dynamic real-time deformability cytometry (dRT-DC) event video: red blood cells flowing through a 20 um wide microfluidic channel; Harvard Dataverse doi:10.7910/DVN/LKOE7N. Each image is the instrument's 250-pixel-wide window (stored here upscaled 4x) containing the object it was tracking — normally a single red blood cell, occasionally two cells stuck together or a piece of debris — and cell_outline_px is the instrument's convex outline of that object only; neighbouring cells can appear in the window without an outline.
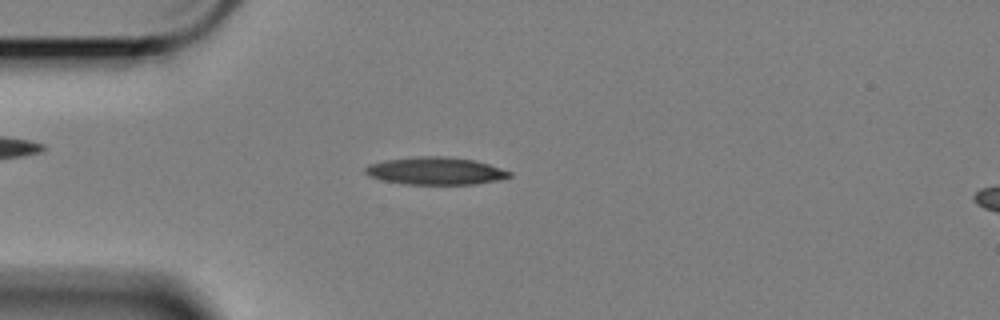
{"species": "Egyptian fruit bat (a non-hibernating species)", "species_latin": "Rousettus aegyptiacus", "temperature_condition": "cold", "stored_images_in_passage": 43, "camera_frame_rate_fps": 3000, "um_per_image_px": 0.085, "animal": {"sex": "female"}, "frame": {"image": 1, "passage_image": 8, "time_ms": 2.333, "image_size_px": [1000, 320], "cell_outline_px": [[512, 176], [496, 180], [472, 184], [404, 184], [384, 180], [368, 176], [364, 172], [364, 168], [368, 164], [384, 160], [416, 156], [448, 156], [472, 160], [488, 164], [512, 172]], "centroid_in_image_um": [36.97, 14.52], "position_along_channel_um": 48.0, "area_um2": 23.06}}
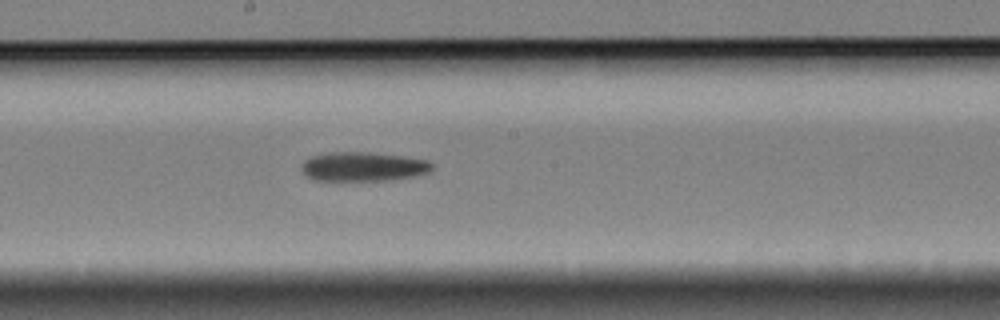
{"frame": {"image": 2, "passage_image": 24, "time_ms": 7.667, "image_size_px": [1000, 320], "cell_outline_px": [[432, 168], [428, 172], [412, 176], [388, 180], [316, 180], [308, 176], [304, 172], [304, 160], [312, 156], [328, 152], [372, 152], [404, 156], [428, 160], [432, 164]], "centroid_in_image_um": [30.9, 14.14], "position_along_channel_um": 217.3, "area_um2": 21.91}}
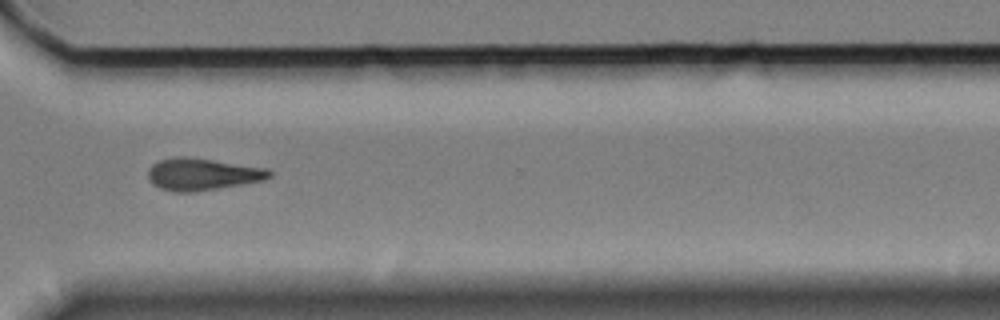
{"frame": {"image": 3, "passage_image": 36, "time_ms": 11.667, "image_size_px": [1000, 320], "cell_outline_px": [[272, 176], [264, 180], [192, 192], [172, 192], [160, 188], [152, 184], [148, 180], [148, 168], [152, 164], [160, 160], [176, 156], [184, 156], [268, 168], [272, 172]], "centroid_in_image_um": [17.16, 14.8], "position_along_channel_um": 353.4, "area_um2": 22.6}}